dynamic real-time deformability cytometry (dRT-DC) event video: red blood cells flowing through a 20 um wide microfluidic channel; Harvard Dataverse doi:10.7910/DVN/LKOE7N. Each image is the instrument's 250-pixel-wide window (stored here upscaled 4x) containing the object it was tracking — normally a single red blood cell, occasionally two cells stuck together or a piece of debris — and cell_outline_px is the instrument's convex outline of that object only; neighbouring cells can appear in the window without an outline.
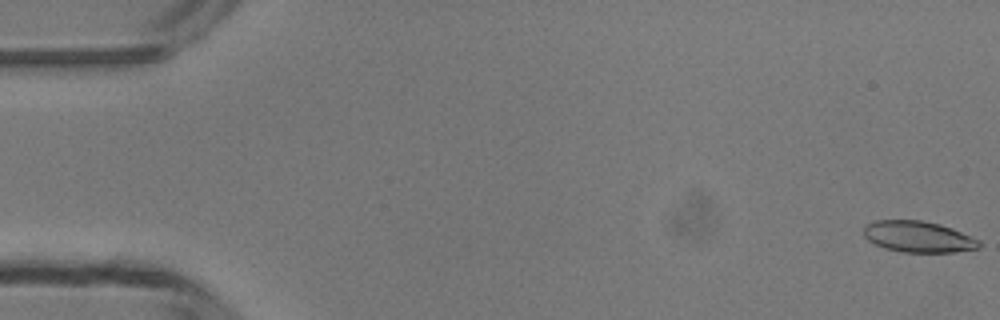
{"species": "common noctule bat (a hibernating species)", "species_latin": "Nyctalus noctula", "temperature_condition": "room temperature", "stored_images_in_passage": 14, "camera_frame_rate_fps": 3000, "um_per_image_px": 0.085, "animal": {"sex": "male", "body_mass_g": 13.3}, "frame": {"image": 1, "passage_image": 1, "time_ms": 0.0, "image_size_px": [1000, 320], "cell_outline_px": [[980, 248], [952, 252], [900, 252], [884, 248], [868, 240], [864, 236], [864, 224], [876, 220], [924, 220], [940, 224], [952, 228], [980, 240]], "centroid_in_image_um": [78.04, 20.11], "position_along_channel_um": 7.0, "area_um2": 21.1}}